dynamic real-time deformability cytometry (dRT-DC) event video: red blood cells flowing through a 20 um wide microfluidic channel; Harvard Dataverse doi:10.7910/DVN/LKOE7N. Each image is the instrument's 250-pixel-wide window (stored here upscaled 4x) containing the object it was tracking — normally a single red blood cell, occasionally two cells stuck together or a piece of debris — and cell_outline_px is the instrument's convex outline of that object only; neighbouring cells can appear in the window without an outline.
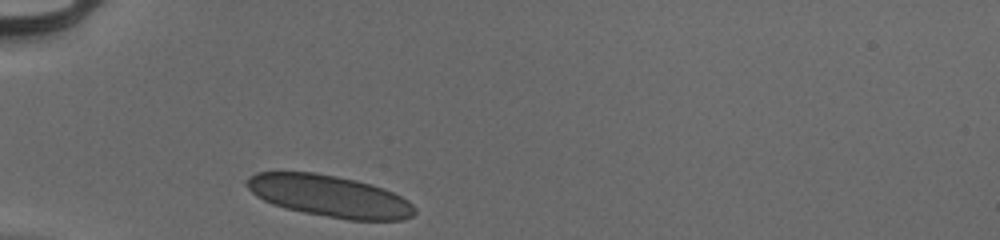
{"species": "human", "species_latin": "Homo sapiens", "temperature_condition": "cold", "stored_images_in_passage": 28, "camera_frame_rate_fps": 3000, "um_per_image_px": 0.085, "donor": {"sex": "male"}, "frame": {"image": 1, "passage_image": 1, "time_ms": 0.0, "image_size_px": [1000, 240], "cell_outline_px": [[416, 212], [412, 216], [404, 220], [348, 220], [304, 212], [272, 204], [256, 196], [244, 184], [244, 180], [256, 172], [312, 172], [336, 176], [356, 180], [372, 184], [384, 188], [408, 200], [416, 208]], "centroid_in_image_um": [28.01, 16.66], "position_along_channel_um": 57.0, "area_um2": 40.81}}
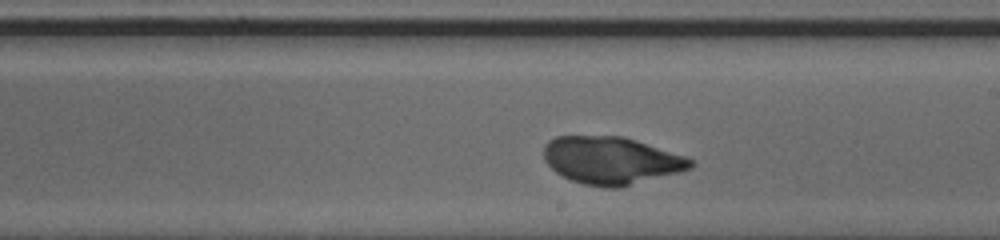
{"frame": {"image": 2, "passage_image": 16, "time_ms": 5.0, "image_size_px": [1000, 240], "cell_outline_px": [[692, 168], [680, 172], [620, 188], [604, 188], [584, 184], [572, 180], [556, 172], [544, 160], [544, 144], [548, 140], [556, 136], [624, 136], [684, 156], [692, 160]], "centroid_in_image_um": [51.93, 13.64], "position_along_channel_um": 237.1, "area_um2": 40.58}}
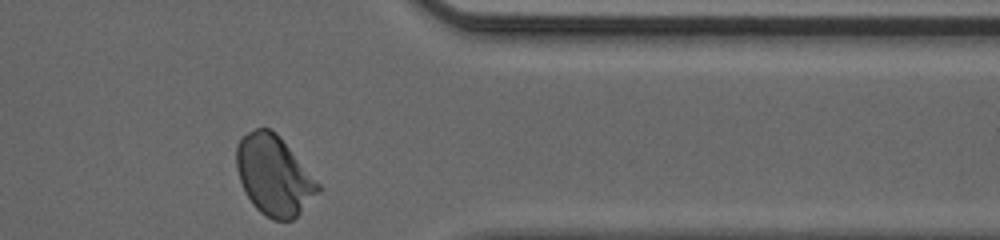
{"frame": {"image": 3, "passage_image": 28, "time_ms": 9.0, "image_size_px": [1000, 240], "cell_outline_px": [[320, 192], [292, 220], [272, 220], [260, 212], [252, 204], [244, 192], [236, 168], [236, 144], [248, 132], [256, 128], [268, 128], [276, 132], [320, 184]], "centroid_in_image_um": [23.27, 14.92], "position_along_channel_um": 388.1, "area_um2": 37.74}, "authors_computed_cell_mechanics": {"area_um2": 40.2288, "velocity_mm_per_s": 3.9405, "shape_relaxation_time_tau1_ms": 6.5312, "shape_relaxation_time_tau2_ms": null, "deformation_change_tau1": 0.1956, "deformation_change_tau2": null}}